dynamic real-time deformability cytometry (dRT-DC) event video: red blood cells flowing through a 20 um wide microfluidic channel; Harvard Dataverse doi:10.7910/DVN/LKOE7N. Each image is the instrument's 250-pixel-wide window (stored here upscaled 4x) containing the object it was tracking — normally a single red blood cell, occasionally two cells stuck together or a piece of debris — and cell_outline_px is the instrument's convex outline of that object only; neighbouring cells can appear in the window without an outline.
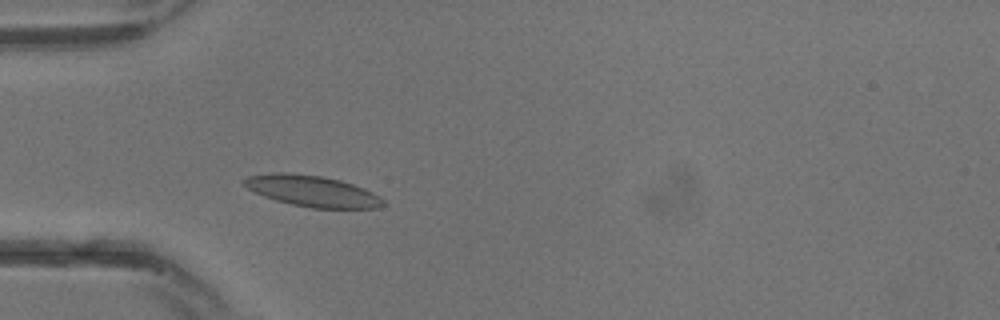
{"species": "common noctule bat (a hibernating species)", "species_latin": "Nyctalus noctula", "temperature_condition": "warm", "stored_images_in_passage": 8, "camera_frame_rate_fps": 3000, "um_per_image_px": 0.085, "animal": {"sex": "male", "body_mass_g": 13.3}, "frame": {"image": 1, "passage_image": 6, "time_ms": 1.667, "image_size_px": [1000, 320], "cell_outline_px": [[384, 204], [380, 208], [312, 208], [292, 204], [276, 200], [264, 196], [248, 188], [240, 180], [248, 176], [272, 172], [288, 172], [320, 176], [340, 180], [364, 188], [380, 196], [384, 200]], "centroid_in_image_um": [26.54, 16.23], "position_along_channel_um": 58.5, "area_um2": 25.14}}
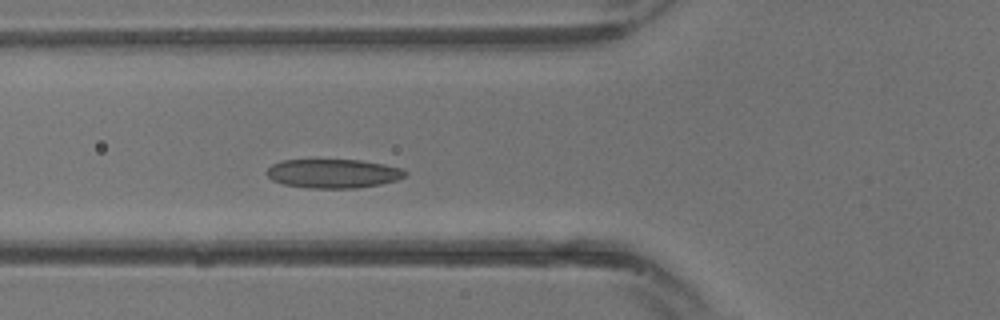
{"frame": {"image": 2, "passage_image": 8, "time_ms": 2.333, "image_size_px": [1000, 320], "cell_outline_px": [[408, 172], [404, 176], [396, 180], [380, 184], [356, 188], [312, 188], [284, 184], [272, 180], [264, 172], [272, 164], [280, 160], [360, 160], [384, 164], [404, 168]], "centroid_in_image_um": [28.32, 14.74], "position_along_channel_um": 97.5, "area_um2": 23.41}}